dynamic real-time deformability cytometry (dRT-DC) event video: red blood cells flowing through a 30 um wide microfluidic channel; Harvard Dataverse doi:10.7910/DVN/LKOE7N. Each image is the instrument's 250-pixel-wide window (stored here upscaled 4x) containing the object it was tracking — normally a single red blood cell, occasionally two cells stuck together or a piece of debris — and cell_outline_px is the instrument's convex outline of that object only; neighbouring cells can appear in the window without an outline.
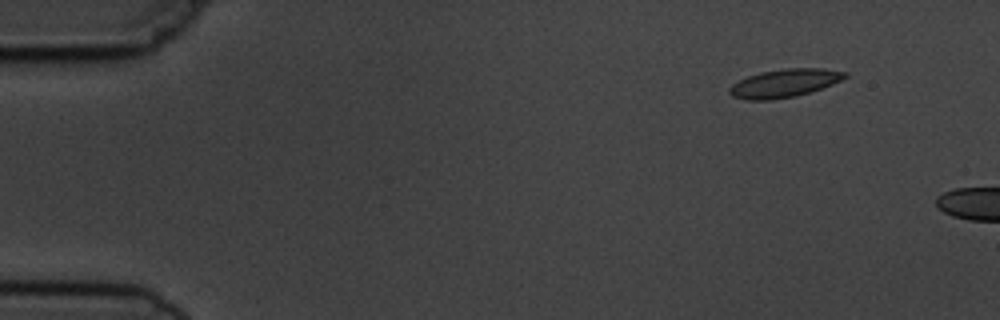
{"species": "common noctule bat (a hibernating species)", "species_latin": "Nyctalus noctula", "temperature_condition": "cold", "stored_images_in_passage": 4, "camera_frame_rate_fps": 3000, "um_per_image_px": 0.085, "animal": {"sex": "male", "body_mass_g": 19.5, "forearm_length_mm": 54.6}, "frame": {"image": 1, "passage_image": 2, "time_ms": 1.0, "image_size_px": [1000, 320], "cell_outline_px": [[848, 76], [832, 84], [808, 92], [792, 96], [772, 100], [744, 100], [732, 96], [728, 92], [728, 88], [732, 84], [748, 76], [760, 72], [784, 68], [824, 68], [848, 72]], "centroid_in_image_um": [66.64, 7.06], "position_along_channel_um": 18.4, "area_um2": 18.9}}